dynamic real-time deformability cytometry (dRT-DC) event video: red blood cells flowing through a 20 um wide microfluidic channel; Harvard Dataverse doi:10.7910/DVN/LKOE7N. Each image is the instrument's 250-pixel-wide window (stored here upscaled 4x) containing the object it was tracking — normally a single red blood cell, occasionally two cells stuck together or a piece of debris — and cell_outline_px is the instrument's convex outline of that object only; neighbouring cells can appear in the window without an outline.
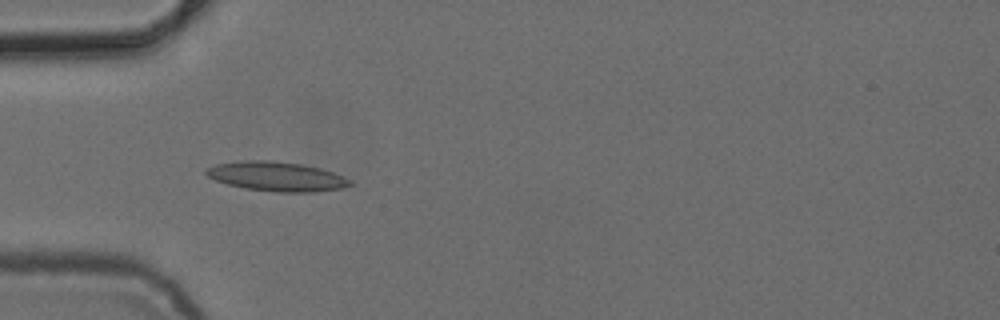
{"species": "common noctule bat (a hibernating species)", "species_latin": "Nyctalus noctula", "temperature_condition": "cold", "stored_images_in_passage": 5, "camera_frame_rate_fps": 3000, "um_per_image_px": 0.085, "animal": {"sex": "female", "body_mass_g": 24.6, "forearm_length_mm": 56.2}, "frame": {"image": 1, "passage_image": 4, "time_ms": 3.667, "image_size_px": [1000, 320], "cell_outline_px": [[352, 184], [340, 188], [316, 192], [276, 192], [248, 188], [228, 184], [216, 180], [208, 176], [204, 172], [208, 168], [216, 164], [240, 160], [272, 160], [300, 164], [320, 168], [332, 172], [352, 180]], "centroid_in_image_um": [23.51, 14.99], "position_along_channel_um": 61.5, "area_um2": 24.45}}
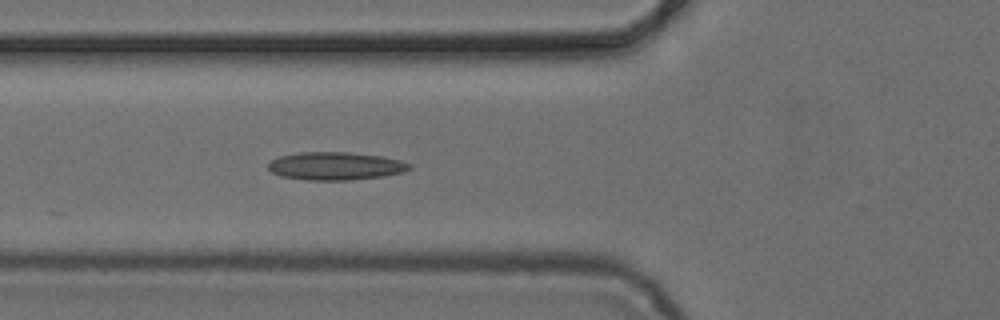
{"frame": {"image": 2, "passage_image": 5, "time_ms": 4.667, "image_size_px": [1000, 320], "cell_outline_px": [[412, 168], [404, 172], [384, 176], [348, 180], [308, 180], [280, 176], [272, 172], [268, 168], [268, 164], [272, 160], [280, 156], [300, 152], [348, 152], [380, 156], [400, 160], [412, 164]], "centroid_in_image_um": [28.54, 14.11], "position_along_channel_um": 97.3, "area_um2": 23.0}}